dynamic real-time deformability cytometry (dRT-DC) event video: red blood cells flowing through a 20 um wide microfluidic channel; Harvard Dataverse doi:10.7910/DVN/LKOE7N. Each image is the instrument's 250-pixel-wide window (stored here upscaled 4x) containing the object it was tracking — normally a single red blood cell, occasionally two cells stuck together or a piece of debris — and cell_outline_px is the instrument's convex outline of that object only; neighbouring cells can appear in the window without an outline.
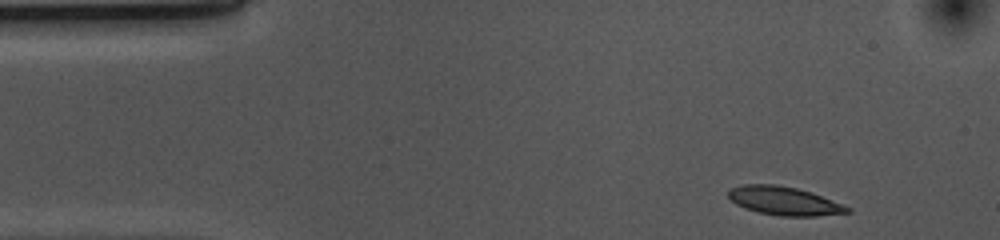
{"species": "common noctule bat (a hibernating species)", "species_latin": "Nyctalus noctula", "temperature_condition": "cold", "stored_images_in_passage": 39, "camera_frame_rate_fps": 3000, "um_per_image_px": 0.085, "animal": {"sex": "female", "body_mass_g": 10.0, "forearm_length_mm": 53.1}, "frame": {"image": 1, "passage_image": 1, "time_ms": 0.0, "image_size_px": [1000, 240], "cell_outline_px": [[852, 212], [816, 216], [780, 216], [760, 212], [744, 208], [736, 204], [728, 196], [728, 188], [744, 184], [776, 184], [796, 188], [812, 192], [852, 208]], "centroid_in_image_um": [66.65, 17.07], "position_along_channel_um": 18.3, "area_um2": 19.83}}
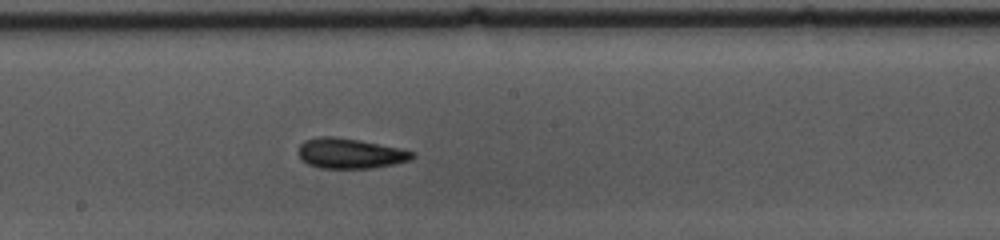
{"frame": {"image": 2, "passage_image": 23, "time_ms": 7.333, "image_size_px": [1000, 240], "cell_outline_px": [[416, 156], [412, 160], [396, 164], [372, 168], [320, 168], [308, 164], [296, 152], [300, 144], [304, 140], [320, 136], [336, 136], [360, 140], [400, 148], [416, 152]], "centroid_in_image_um": [29.79, 13.03], "position_along_channel_um": 218.4, "area_um2": 20.35}}
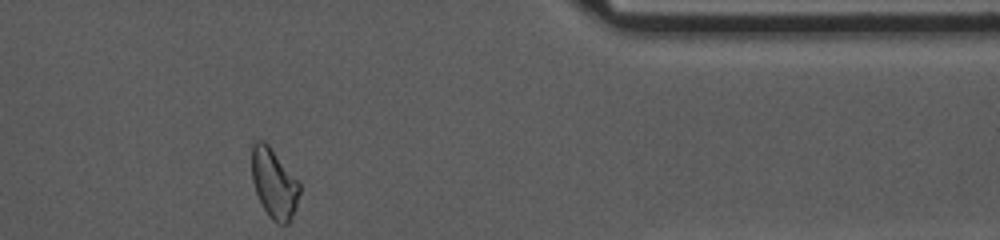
{"frame": {"image": 3, "passage_image": 39, "time_ms": 12.667, "image_size_px": [1000, 240], "cell_outline_px": [[300, 192], [296, 208], [292, 220], [288, 224], [276, 224], [268, 216], [256, 192], [252, 180], [252, 144], [256, 140], [264, 140], [268, 144], [300, 180]], "centroid_in_image_um": [23.33, 15.59], "position_along_channel_um": 388.1, "area_um2": 19.83}, "authors_computed_cell_mechanics": {"area_um2": 19.8254, "velocity_mm_per_s": 3.6759, "shape_relaxation_time_tau1_ms": 3.8207, "shape_relaxation_time_tau2_ms": 3.0259, "deformation_change_tau1": 0.1297, "deformation_change_tau2": 0.102}}